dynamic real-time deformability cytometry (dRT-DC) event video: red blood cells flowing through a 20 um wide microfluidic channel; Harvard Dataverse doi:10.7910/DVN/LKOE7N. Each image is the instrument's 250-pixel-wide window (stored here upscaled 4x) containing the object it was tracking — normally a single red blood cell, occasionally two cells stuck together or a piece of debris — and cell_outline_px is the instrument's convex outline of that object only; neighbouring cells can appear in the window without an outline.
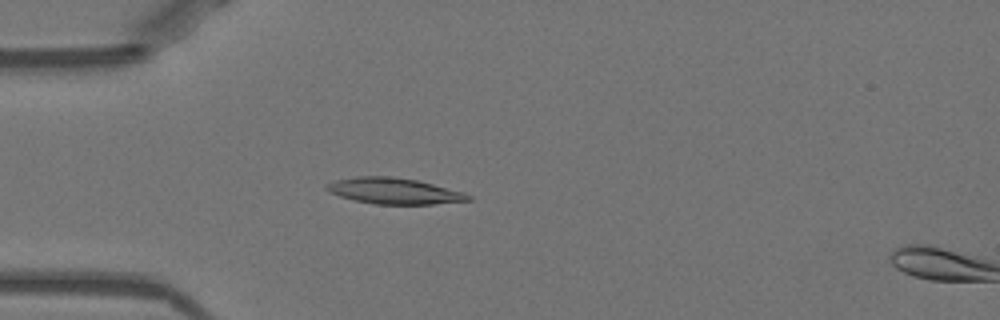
{"species": "Egyptian fruit bat (a non-hibernating species)", "species_latin": "Rousettus aegyptiacus", "temperature_condition": "warm", "stored_images_in_passage": 16, "camera_frame_rate_fps": 3000, "um_per_image_px": 0.085, "animal": {"sex": "female"}, "frame": {"image": 1, "passage_image": 14, "time_ms": 4.333, "image_size_px": [1000, 320], "cell_outline_px": [[472, 200], [432, 204], [376, 204], [356, 200], [340, 196], [328, 192], [324, 188], [324, 184], [336, 180], [360, 176], [392, 176], [416, 180], [464, 192], [472, 196]], "centroid_in_image_um": [33.48, 16.23], "position_along_channel_um": 51.5, "area_um2": 21.39}}